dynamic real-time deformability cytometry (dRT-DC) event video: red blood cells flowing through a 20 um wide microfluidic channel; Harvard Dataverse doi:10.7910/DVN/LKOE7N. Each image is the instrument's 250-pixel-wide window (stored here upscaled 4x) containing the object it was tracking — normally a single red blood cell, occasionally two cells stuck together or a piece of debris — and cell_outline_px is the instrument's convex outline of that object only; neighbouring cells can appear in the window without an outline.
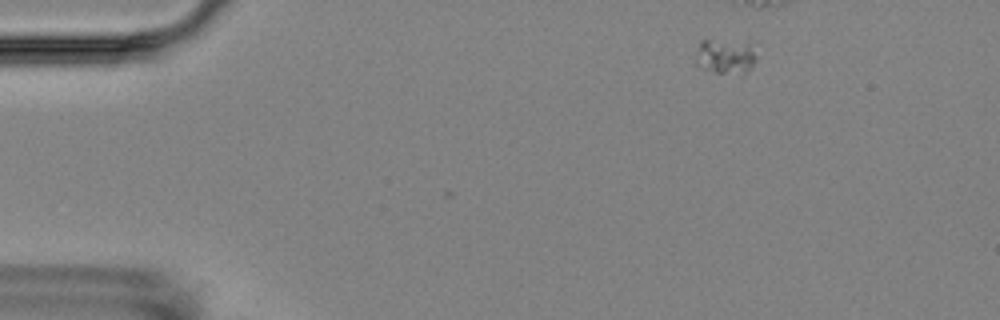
{"species": "Egyptian fruit bat (a non-hibernating species)", "species_latin": "Rousettus aegyptiacus", "temperature_condition": "room temperature", "stored_images_in_passage": 2, "camera_frame_rate_fps": 3000, "um_per_image_px": 0.085, "animal": {"sex": "female"}, "frame": {"image": 1, "passage_image": 2, "time_ms": 1.333, "image_size_px": [1000, 320], "cell_outline_px": [[756, 60], [748, 72], [744, 76], [716, 72], [700, 68], [696, 64], [696, 52], [700, 40], [748, 40], [756, 56]], "centroid_in_image_um": [61.69, 4.79], "position_along_channel_um": 23.3, "area_um2": 12.95}}